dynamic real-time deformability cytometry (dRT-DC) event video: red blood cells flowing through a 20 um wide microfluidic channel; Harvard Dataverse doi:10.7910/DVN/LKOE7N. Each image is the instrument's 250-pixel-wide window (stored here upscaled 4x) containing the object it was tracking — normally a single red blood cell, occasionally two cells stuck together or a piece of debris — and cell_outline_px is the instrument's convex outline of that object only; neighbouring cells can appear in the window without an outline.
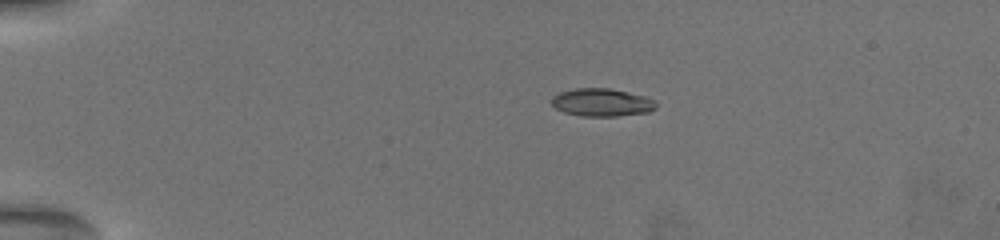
{"species": "common noctule bat (a hibernating species)", "species_latin": "Nyctalus noctula", "temperature_condition": "warm", "stored_images_in_passage": 24, "camera_frame_rate_fps": 3000, "um_per_image_px": 0.085, "animal": {"sex": "female", "body_mass_g": 19.5, "forearm_length_mm": 54.1}, "frame": {"image": 1, "passage_image": 1, "time_ms": 0.0, "image_size_px": [1000, 240], "cell_outline_px": [[656, 108], [648, 112], [616, 116], [580, 116], [564, 112], [556, 108], [552, 104], [552, 96], [560, 92], [576, 88], [608, 88], [628, 92], [644, 96], [652, 100], [656, 104]], "centroid_in_image_um": [51.13, 8.71], "position_along_channel_um": 33.9, "area_um2": 16.82}}
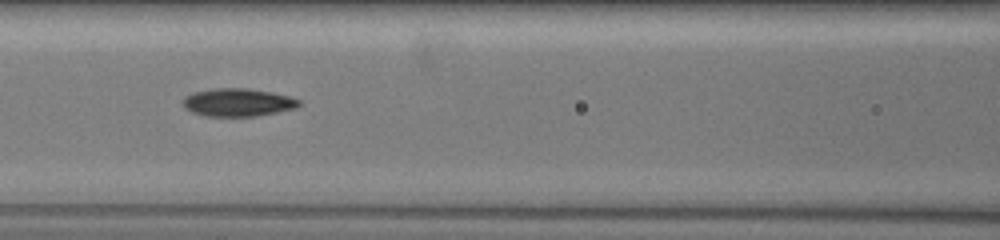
{"frame": {"image": 2, "passage_image": 6, "time_ms": 5.0, "image_size_px": [1000, 240], "cell_outline_px": [[300, 104], [296, 108], [256, 116], [204, 116], [192, 112], [184, 108], [184, 96], [192, 92], [216, 88], [248, 88], [272, 92], [288, 96], [300, 100]], "centroid_in_image_um": [20.2, 8.7], "position_along_channel_um": 146.4, "area_um2": 18.9}}
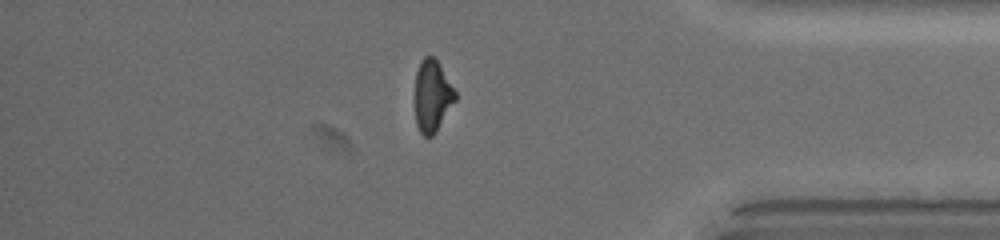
{"frame": {"image": 3, "passage_image": 19, "time_ms": 12.333, "image_size_px": [1000, 240], "cell_outline_px": [[456, 100], [436, 132], [432, 136], [424, 136], [420, 132], [416, 124], [416, 72], [420, 60], [424, 56], [432, 56], [436, 60], [456, 92]], "centroid_in_image_um": [36.74, 8.17], "position_along_channel_um": 398.5, "area_um2": 16.59}, "authors_computed_cell_mechanics": {"area_um2": 18.0914, "velocity_mm_per_s": 3.7179, "shape_relaxation_time_tau1_ms": 4.8591, "shape_relaxation_time_tau2_ms": 1.894, "deformation_change_tau1": 0.184, "deformation_change_tau2": 0.0761}}